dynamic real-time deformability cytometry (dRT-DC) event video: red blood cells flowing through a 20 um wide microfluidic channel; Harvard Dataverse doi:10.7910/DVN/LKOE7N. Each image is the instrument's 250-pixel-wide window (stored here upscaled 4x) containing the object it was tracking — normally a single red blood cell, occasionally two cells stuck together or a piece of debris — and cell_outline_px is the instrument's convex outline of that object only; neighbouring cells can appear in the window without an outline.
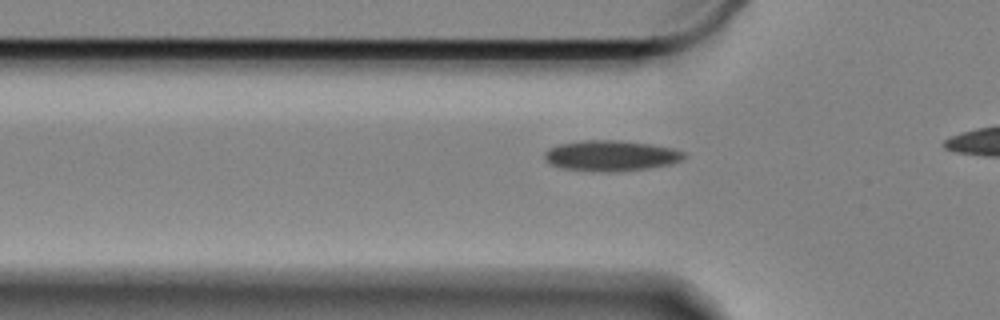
{"species": "Egyptian fruit bat (a non-hibernating species)", "species_latin": "Rousettus aegyptiacus", "temperature_condition": "cold", "stored_images_in_passage": 18, "camera_frame_rate_fps": 3000, "um_per_image_px": 0.085, "animal": {"sex": "female"}, "frame": {"image": 1, "passage_image": 4, "time_ms": 1.0, "image_size_px": [1000, 320], "cell_outline_px": [[688, 156], [672, 164], [648, 168], [616, 172], [604, 172], [560, 168], [548, 164], [544, 160], [544, 152], [548, 148], [560, 144], [584, 140], [620, 140], [652, 144], [672, 148], [684, 152]], "centroid_in_image_um": [51.91, 13.24], "position_along_channel_um": 73.9, "area_um2": 25.2}}
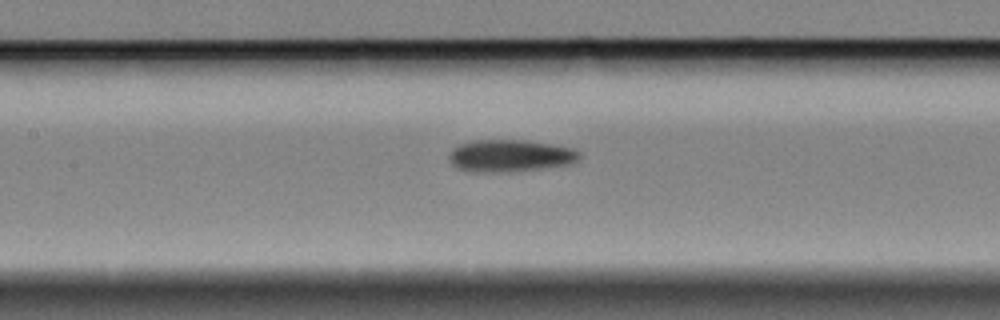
{"frame": {"image": 2, "passage_image": 12, "time_ms": 3.667, "image_size_px": [1000, 320], "cell_outline_px": [[580, 156], [576, 160], [568, 164], [540, 168], [508, 172], [472, 172], [456, 168], [452, 164], [448, 156], [452, 148], [460, 144], [472, 140], [528, 140], [552, 144], [572, 148], [580, 152]], "centroid_in_image_um": [43.31, 13.23], "position_along_channel_um": 164.1, "area_um2": 24.45}}
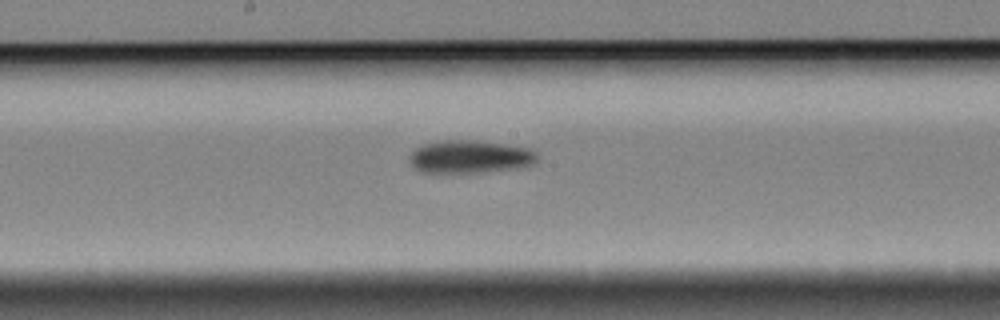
{"frame": {"image": 3, "passage_image": 16, "time_ms": 5.0, "image_size_px": [1000, 320], "cell_outline_px": [[540, 156], [536, 164], [524, 168], [480, 172], [420, 172], [412, 164], [412, 152], [416, 148], [424, 144], [440, 140], [476, 140], [504, 144], [528, 148], [536, 152]], "centroid_in_image_um": [40.06, 13.32], "position_along_channel_um": 208.1, "area_um2": 24.57}}